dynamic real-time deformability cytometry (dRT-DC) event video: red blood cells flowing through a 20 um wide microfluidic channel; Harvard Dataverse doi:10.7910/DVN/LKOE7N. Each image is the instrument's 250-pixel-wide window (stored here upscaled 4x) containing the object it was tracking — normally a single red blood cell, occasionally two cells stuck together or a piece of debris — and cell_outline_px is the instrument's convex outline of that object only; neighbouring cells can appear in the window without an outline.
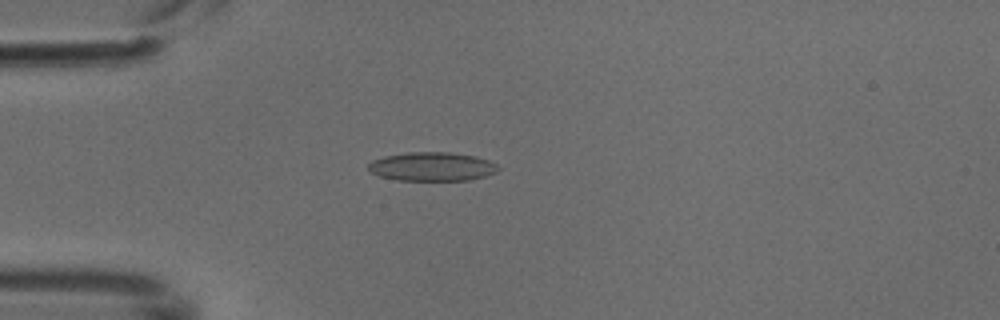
{"species": "common noctule bat (a hibernating species)", "species_latin": "Nyctalus noctula", "temperature_condition": "cold", "stored_images_in_passage": 4, "camera_frame_rate_fps": 3000, "um_per_image_px": 0.085, "animal": {"sex": "male", "body_mass_g": 18.8}, "frame": {"image": 1, "passage_image": 3, "time_ms": 0.667, "image_size_px": [1000, 320], "cell_outline_px": [[500, 168], [496, 172], [484, 176], [468, 180], [396, 180], [380, 176], [368, 172], [368, 164], [372, 160], [384, 156], [408, 152], [448, 152], [476, 156], [488, 160], [496, 164]], "centroid_in_image_um": [36.69, 14.16], "position_along_channel_um": 48.3, "area_um2": 21.85}}